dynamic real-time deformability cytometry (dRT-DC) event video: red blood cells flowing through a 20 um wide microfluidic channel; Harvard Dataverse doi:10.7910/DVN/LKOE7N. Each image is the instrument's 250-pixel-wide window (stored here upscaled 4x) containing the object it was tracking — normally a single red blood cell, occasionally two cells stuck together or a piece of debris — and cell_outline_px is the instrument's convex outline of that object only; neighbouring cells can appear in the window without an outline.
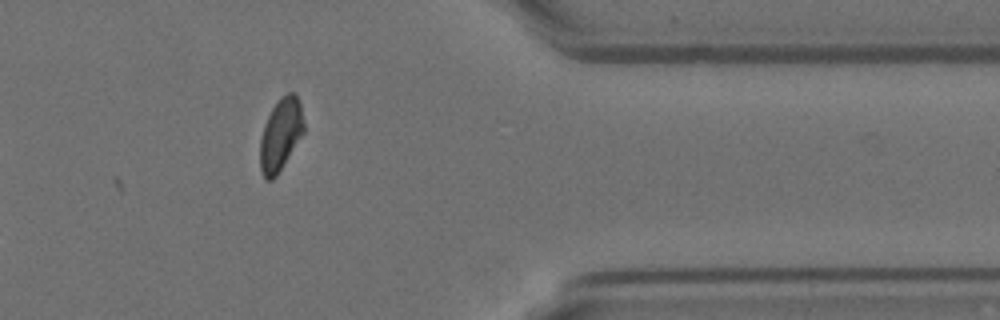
{"species": "Egyptian fruit bat (a non-hibernating species)", "species_latin": "Rousettus aegyptiacus", "temperature_condition": "room temperature", "stored_images_in_passage": 14, "camera_frame_rate_fps": 3000, "um_per_image_px": 0.085, "animal": {"sex": "female"}, "frame": {"image": 1, "passage_image": 12, "time_ms": 3.667, "image_size_px": [1000, 320], "cell_outline_px": [[304, 132], [276, 176], [272, 180], [264, 180], [260, 168], [260, 140], [264, 124], [272, 108], [280, 96], [288, 92], [292, 92], [296, 96], [300, 104], [304, 124]], "centroid_in_image_um": [23.84, 11.44], "position_along_channel_um": 387.6, "area_um2": 18.32}}